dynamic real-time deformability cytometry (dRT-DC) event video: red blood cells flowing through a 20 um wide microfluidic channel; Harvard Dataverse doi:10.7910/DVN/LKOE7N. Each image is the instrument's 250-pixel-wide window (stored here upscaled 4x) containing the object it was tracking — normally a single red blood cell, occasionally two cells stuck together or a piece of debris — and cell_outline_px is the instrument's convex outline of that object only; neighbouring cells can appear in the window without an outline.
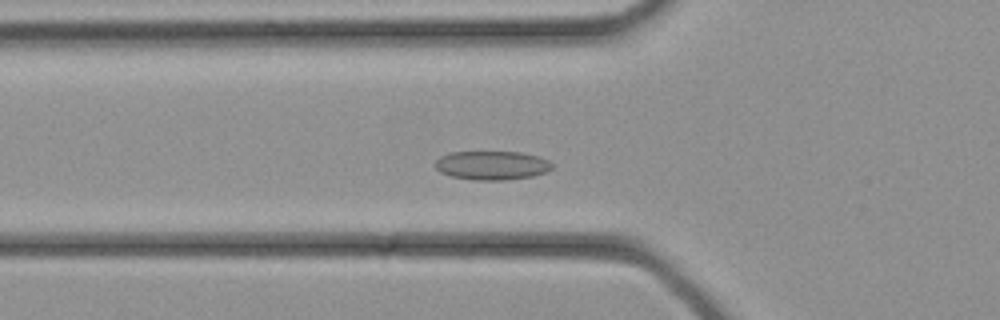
{"species": "common noctule bat (a hibernating species)", "species_latin": "Nyctalus noctula", "temperature_condition": "cold", "stored_images_in_passage": 31, "camera_frame_rate_fps": 3000, "um_per_image_px": 0.085, "animal": {"sex": "female", "body_mass_g": 21.9}, "frame": {"image": 1, "passage_image": 7, "time_ms": 2.0, "image_size_px": [1000, 320], "cell_outline_px": [[552, 168], [548, 172], [532, 176], [508, 180], [476, 180], [452, 176], [440, 172], [436, 168], [436, 160], [440, 156], [448, 152], [520, 152], [536, 156], [548, 160], [552, 164]], "centroid_in_image_um": [41.82, 14.06], "position_along_channel_um": 84.0, "area_um2": 19.65}}
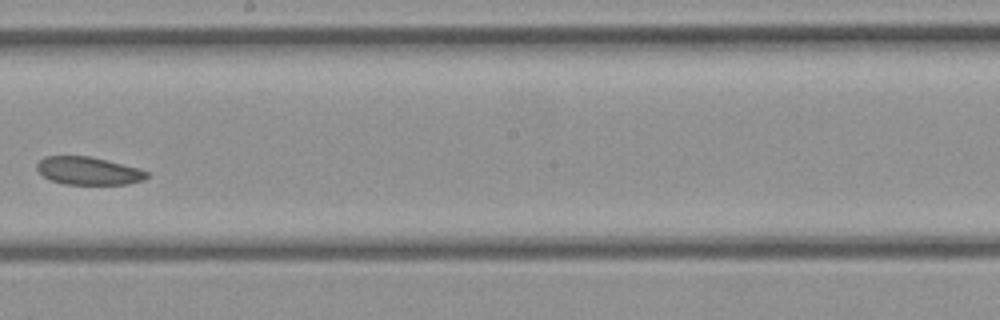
{"frame": {"image": 2, "passage_image": 15, "time_ms": 4.667, "image_size_px": [1000, 320], "cell_outline_px": [[148, 176], [144, 180], [128, 184], [64, 184], [52, 180], [44, 176], [36, 168], [36, 164], [44, 156], [88, 156], [136, 168], [148, 172]], "centroid_in_image_um": [7.48, 14.53], "position_along_channel_um": 240.7, "area_um2": 17.51}}
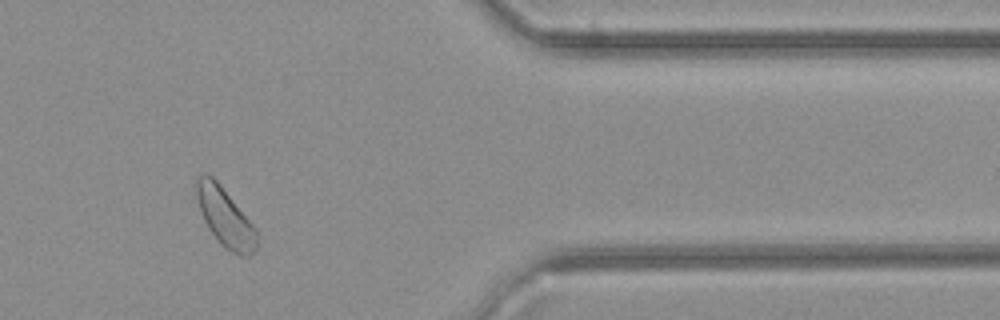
{"frame": {"image": 3, "passage_image": 24, "time_ms": 7.667, "image_size_px": [1000, 320], "cell_outline_px": [[256, 248], [248, 256], [240, 256], [232, 252], [220, 244], [208, 228], [200, 212], [196, 196], [196, 180], [204, 172], [212, 176], [220, 184], [256, 228]], "centroid_in_image_um": [19.11, 18.46], "position_along_channel_um": 392.3, "area_um2": 20.4}}